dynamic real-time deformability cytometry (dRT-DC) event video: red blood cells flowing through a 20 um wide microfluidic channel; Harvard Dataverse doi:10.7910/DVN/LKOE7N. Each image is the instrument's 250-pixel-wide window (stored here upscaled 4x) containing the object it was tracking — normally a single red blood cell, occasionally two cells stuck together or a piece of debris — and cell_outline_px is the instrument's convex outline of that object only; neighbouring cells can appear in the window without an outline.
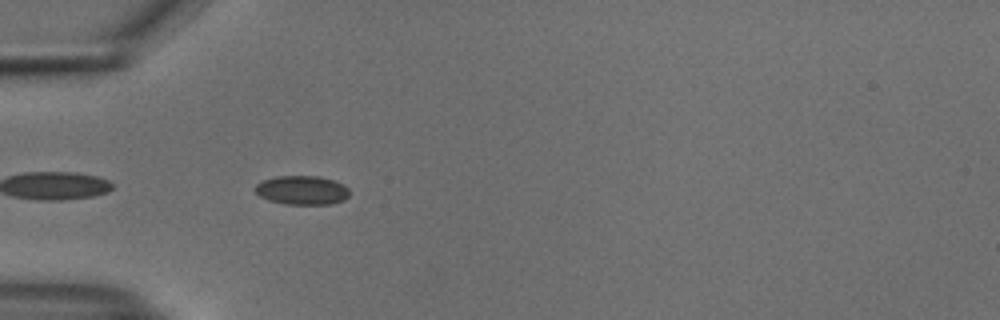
{"species": "common noctule bat (a hibernating species)", "species_latin": "Nyctalus noctula", "temperature_condition": "cold", "stored_images_in_passage": 39, "camera_frame_rate_fps": 3000, "um_per_image_px": 0.085, "animal": {"sex": "male", "body_mass_g": 18.8}, "frame": {"image": 1, "passage_image": 2, "time_ms": 0.333, "image_size_px": [1000, 320], "cell_outline_px": [[348, 196], [344, 200], [332, 204], [284, 204], [268, 200], [260, 196], [256, 192], [256, 184], [264, 180], [276, 176], [320, 176], [336, 180], [344, 184], [348, 188]], "centroid_in_image_um": [25.7, 16.16], "position_along_channel_um": 59.3, "area_um2": 16.01}}
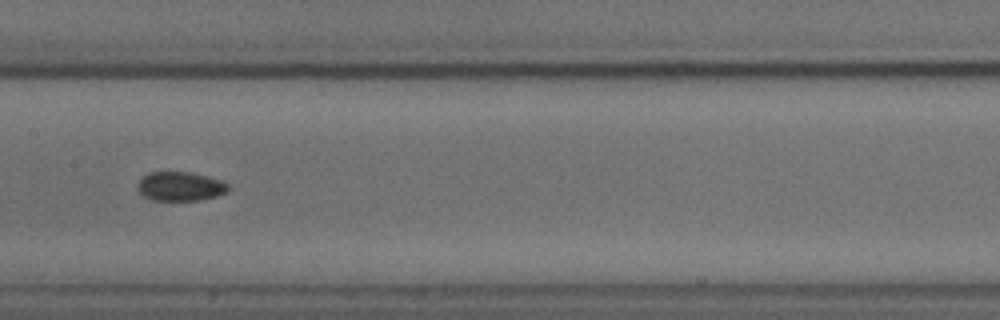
{"frame": {"image": 2, "passage_image": 13, "time_ms": 4.0, "image_size_px": [1000, 320], "cell_outline_px": [[228, 192], [216, 196], [200, 200], [152, 200], [144, 196], [136, 188], [140, 180], [148, 172], [188, 172], [220, 180], [228, 184]], "centroid_in_image_um": [15.31, 15.85], "position_along_channel_um": 192.1, "area_um2": 15.2}}
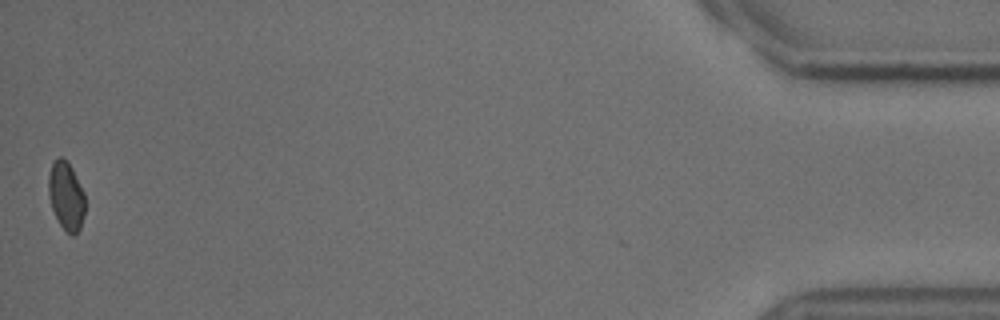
{"frame": {"image": 3, "passage_image": 39, "time_ms": 12.667, "image_size_px": [1000, 320], "cell_outline_px": [[84, 216], [80, 228], [72, 236], [60, 224], [52, 208], [48, 192], [48, 176], [52, 164], [60, 156], [68, 160], [84, 192]], "centroid_in_image_um": [5.62, 16.62], "position_along_channel_um": 429.6, "area_um2": 14.39}, "authors_computed_cell_mechanics": {"area_um2": 15.4326, "velocity_mm_per_s": 3.7499, "shape_relaxation_time_tau1_ms": null, "shape_relaxation_time_tau2_ms": 3.5269, "deformation_change_tau1": null, "deformation_change_tau2": 0.0691}}